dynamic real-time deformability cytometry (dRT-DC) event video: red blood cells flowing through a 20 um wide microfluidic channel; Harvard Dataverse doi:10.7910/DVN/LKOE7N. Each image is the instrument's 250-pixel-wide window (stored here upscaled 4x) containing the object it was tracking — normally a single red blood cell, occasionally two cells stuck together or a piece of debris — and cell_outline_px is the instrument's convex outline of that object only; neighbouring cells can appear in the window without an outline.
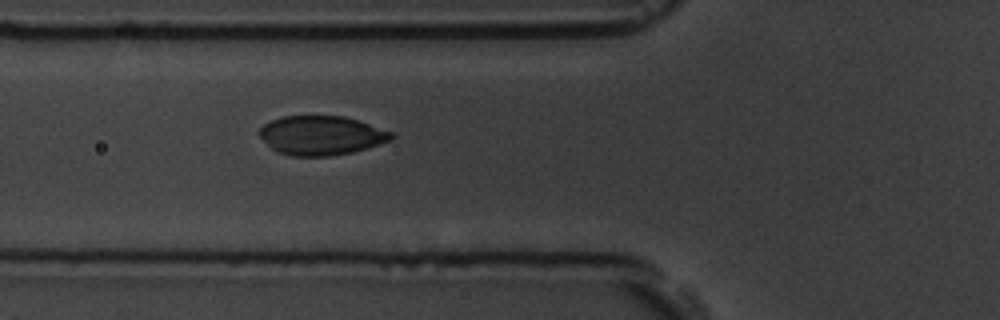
{"species": "common noctule bat (a hibernating species)", "species_latin": "Nyctalus noctula", "temperature_condition": "room temperature", "stored_images_in_passage": 3, "camera_frame_rate_fps": 3000, "um_per_image_px": 0.085, "animal": {"sex": "male", "body_mass_g": 19.5, "forearm_length_mm": 54.6}, "frame": {"image": 1, "passage_image": 3, "time_ms": 2.333, "image_size_px": [1000, 320], "cell_outline_px": [[396, 136], [392, 140], [352, 152], [328, 156], [292, 156], [276, 152], [256, 132], [264, 124], [272, 120], [284, 116], [344, 116], [392, 132]], "centroid_in_image_um": [27.29, 11.51], "position_along_channel_um": 98.5, "area_um2": 29.94}}